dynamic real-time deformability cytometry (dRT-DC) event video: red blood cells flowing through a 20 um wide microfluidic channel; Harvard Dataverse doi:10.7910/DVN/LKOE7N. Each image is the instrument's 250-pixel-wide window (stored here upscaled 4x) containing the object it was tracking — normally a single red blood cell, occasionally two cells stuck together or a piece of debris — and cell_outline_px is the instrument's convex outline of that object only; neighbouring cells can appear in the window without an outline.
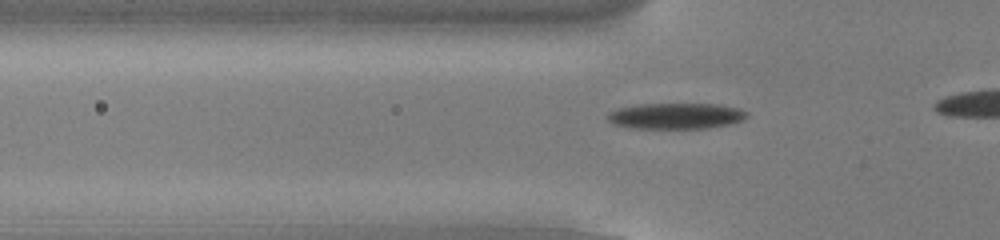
{"species": "common noctule bat (a hibernating species)", "species_latin": "Nyctalus noctula", "temperature_condition": "cold", "stored_images_in_passage": 17, "camera_frame_rate_fps": 3000, "um_per_image_px": 0.085, "animal": {"sex": "male", "body_mass_g": 13.0, "forearm_length_mm": 53.1}, "frame": {"image": 1, "passage_image": 4, "time_ms": 1.0, "image_size_px": [1000, 240], "cell_outline_px": [[748, 116], [744, 120], [732, 124], [708, 128], [632, 128], [612, 124], [604, 116], [608, 112], [620, 108], [636, 104], [720, 104], [740, 108], [748, 112]], "centroid_in_image_um": [57.47, 9.85], "position_along_channel_um": 68.3, "area_um2": 21.39}}
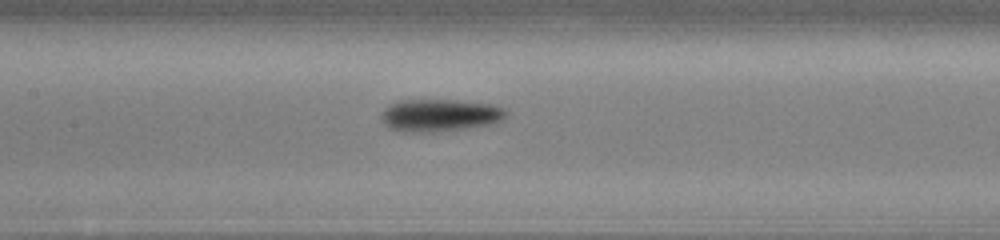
{"frame": {"image": 2, "passage_image": 12, "time_ms": 3.667, "image_size_px": [1000, 240], "cell_outline_px": [[508, 112], [496, 124], [468, 128], [432, 132], [396, 132], [388, 128], [384, 124], [380, 116], [384, 108], [388, 104], [396, 100], [456, 100], [492, 104], [504, 108]], "centroid_in_image_um": [37.33, 9.8], "position_along_channel_um": 170.1, "area_um2": 24.04}}
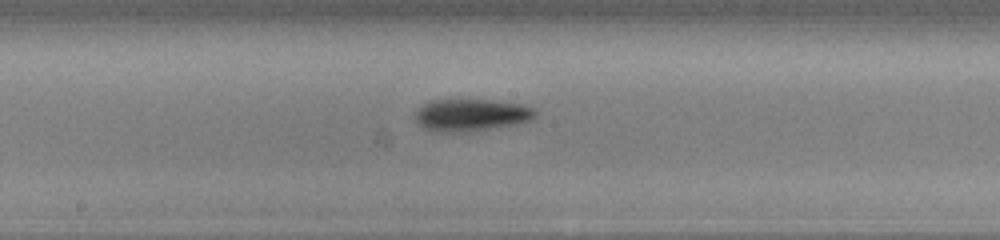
{"frame": {"image": 3, "passage_image": 15, "time_ms": 4.667, "image_size_px": [1000, 240], "cell_outline_px": [[536, 116], [532, 120], [516, 124], [468, 132], [436, 132], [424, 128], [416, 124], [416, 112], [428, 100], [488, 100], [524, 104], [532, 108], [536, 112]], "centroid_in_image_um": [40.05, 9.78], "position_along_channel_um": 208.2, "area_um2": 22.6}}